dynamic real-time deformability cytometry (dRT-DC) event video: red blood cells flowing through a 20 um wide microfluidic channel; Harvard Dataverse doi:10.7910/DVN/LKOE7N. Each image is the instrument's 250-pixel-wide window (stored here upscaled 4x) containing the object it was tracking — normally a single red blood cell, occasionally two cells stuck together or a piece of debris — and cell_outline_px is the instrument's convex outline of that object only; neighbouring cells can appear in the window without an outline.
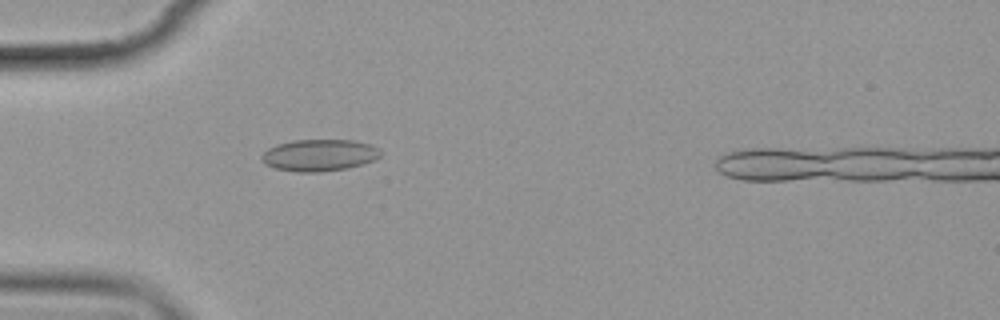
{"species": "common noctule bat (a hibernating species)", "species_latin": "Nyctalus noctula", "temperature_condition": "cold", "stored_images_in_passage": 5, "camera_frame_rate_fps": 3000, "um_per_image_px": 0.085, "animal": {"sex": "female", "body_mass_g": 19.9}, "frame": {"image": 1, "passage_image": 5, "time_ms": 5.333, "image_size_px": [1000, 320], "cell_outline_px": [[380, 156], [372, 160], [348, 168], [320, 172], [296, 172], [276, 168], [264, 164], [260, 156], [268, 148], [276, 144], [292, 140], [352, 140], [368, 144], [380, 148]], "centroid_in_image_um": [27.09, 13.19], "position_along_channel_um": 57.9, "area_um2": 21.96}}